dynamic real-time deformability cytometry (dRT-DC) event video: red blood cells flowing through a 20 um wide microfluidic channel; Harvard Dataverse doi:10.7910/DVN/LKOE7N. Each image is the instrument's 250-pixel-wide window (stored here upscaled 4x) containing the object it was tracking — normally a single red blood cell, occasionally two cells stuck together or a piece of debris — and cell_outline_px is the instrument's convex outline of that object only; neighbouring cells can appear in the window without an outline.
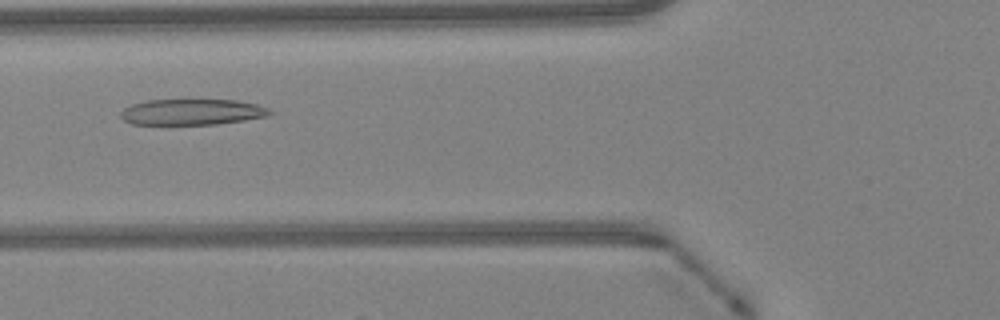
{"species": "Egyptian fruit bat (a non-hibernating species)", "species_latin": "Rousettus aegyptiacus", "temperature_condition": "warm", "stored_images_in_passage": 44, "camera_frame_rate_fps": 3000, "um_per_image_px": 0.085, "animal": {"sex": "female"}, "frame": {"image": 1, "passage_image": 15, "time_ms": 4.667, "image_size_px": [1000, 320], "cell_outline_px": [[272, 112], [268, 116], [244, 120], [216, 124], [132, 124], [124, 120], [120, 116], [120, 112], [124, 108], [132, 104], [148, 100], [236, 100], [260, 104], [268, 108]], "centroid_in_image_um": [16.34, 9.51], "position_along_channel_um": 109.5, "area_um2": 22.48}}
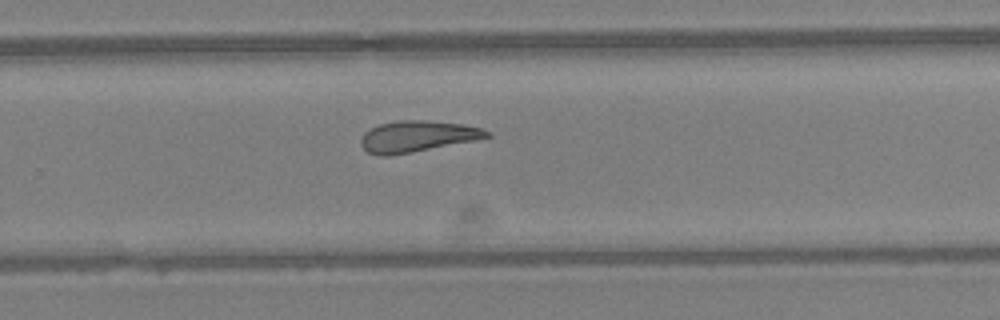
{"frame": {"image": 2, "passage_image": 28, "time_ms": 9.0, "image_size_px": [1000, 320], "cell_outline_px": [[492, 136], [476, 140], [412, 152], [388, 156], [380, 156], [368, 152], [360, 144], [360, 140], [364, 132], [380, 124], [396, 120], [424, 120], [464, 124], [480, 128], [492, 132]], "centroid_in_image_um": [35.48, 11.59], "position_along_channel_um": 294.3, "area_um2": 22.89}}
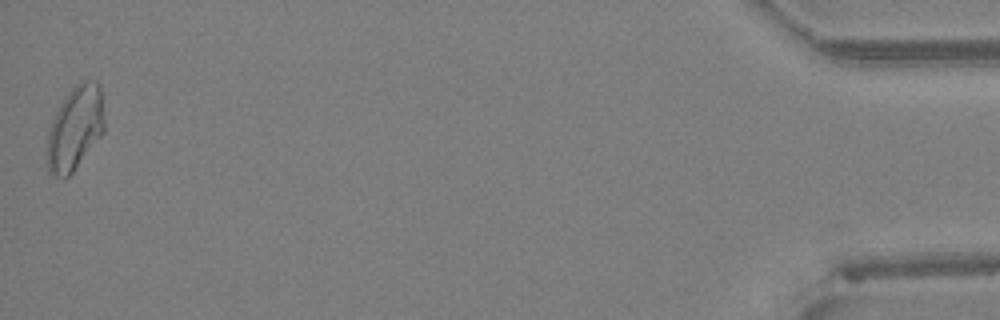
{"frame": {"image": 3, "passage_image": 44, "time_ms": 14.333, "image_size_px": [1000, 320], "cell_outline_px": [[104, 132], [72, 172], [64, 180], [52, 176], [48, 172], [48, 132], [52, 120], [60, 104], [68, 92], [76, 84], [84, 80], [96, 80], [100, 84], [104, 116]], "centroid_in_image_um": [6.39, 10.89], "position_along_channel_um": 428.8, "area_um2": 27.98}, "authors_computed_cell_mechanics": {"area_um2": 24.1893, "velocity_mm_per_s": 4.2824, "shape_relaxation_time_tau1_ms": null, "shape_relaxation_time_tau2_ms": 3.5126, "deformation_change_tau1": null, "deformation_change_tau2": 0.1256}}